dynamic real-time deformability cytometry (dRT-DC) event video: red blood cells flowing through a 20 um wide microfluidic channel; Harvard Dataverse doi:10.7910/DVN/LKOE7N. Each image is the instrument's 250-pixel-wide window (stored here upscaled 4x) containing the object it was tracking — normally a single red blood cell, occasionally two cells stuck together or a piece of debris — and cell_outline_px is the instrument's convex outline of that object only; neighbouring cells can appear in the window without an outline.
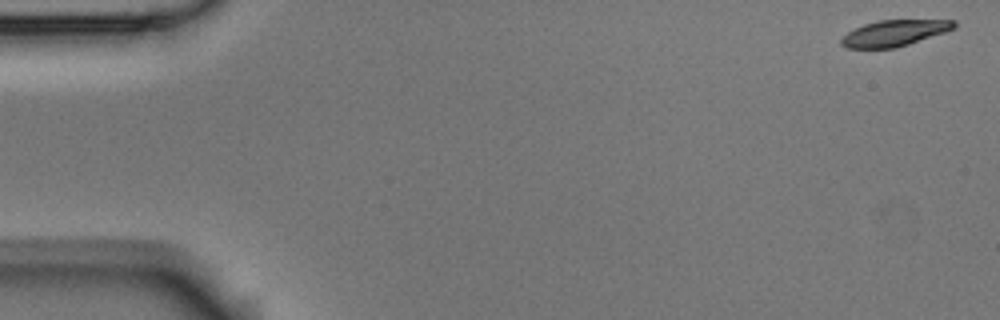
{"species": "Egyptian fruit bat (a non-hibernating species)", "species_latin": "Rousettus aegyptiacus", "temperature_condition": "room temperature", "stored_images_in_passage": 53, "camera_frame_rate_fps": 3000, "um_per_image_px": 0.085, "animal": {"sex": "male"}, "frame": {"image": 1, "passage_image": 1, "time_ms": 0.0, "image_size_px": [1000, 320], "cell_outline_px": [[956, 28], [896, 48], [848, 48], [840, 44], [840, 40], [848, 32], [864, 24], [880, 20], [956, 20]], "centroid_in_image_um": [76.02, 2.81], "position_along_channel_um": 9.0, "area_um2": 16.94}}
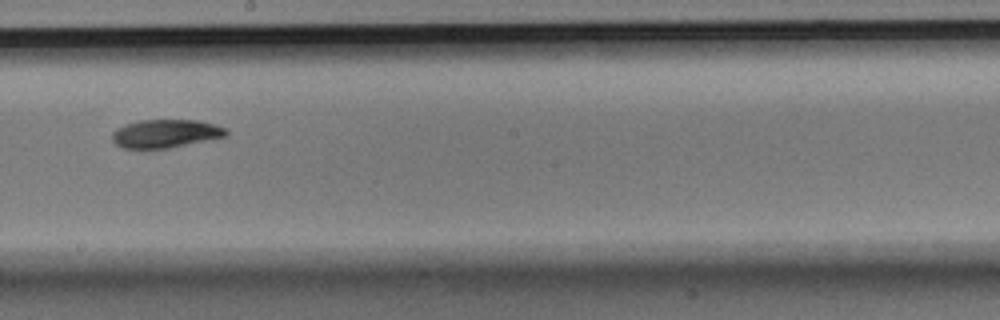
{"frame": {"image": 2, "passage_image": 30, "time_ms": 9.667, "image_size_px": [1000, 320], "cell_outline_px": [[228, 136], [168, 148], [120, 148], [112, 140], [112, 132], [116, 128], [124, 124], [140, 120], [196, 120], [216, 124], [228, 128]], "centroid_in_image_um": [14.08, 11.35], "position_along_channel_um": 234.1, "area_um2": 18.96}}
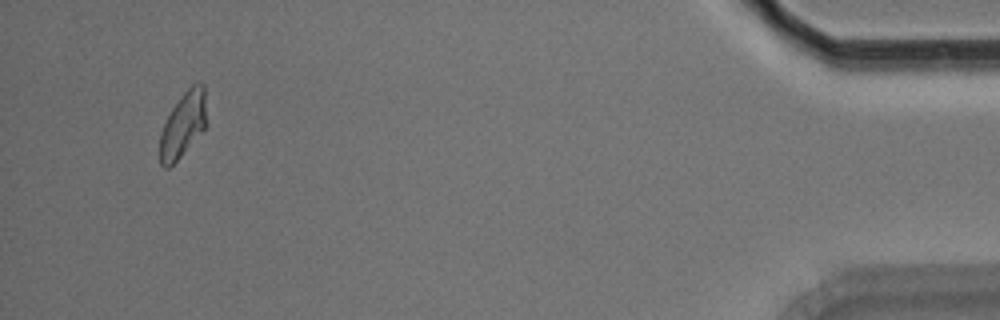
{"frame": {"image": 3, "passage_image": 51, "time_ms": 16.667, "image_size_px": [1000, 320], "cell_outline_px": [[208, 124], [180, 156], [168, 168], [164, 168], [160, 164], [160, 132], [172, 108], [180, 96], [192, 84], [204, 84]], "centroid_in_image_um": [15.58, 10.57], "position_along_channel_um": 419.6, "area_um2": 17.63}, "authors_computed_cell_mechanics": {"area_um2": 18.5538, "velocity_mm_per_s": 3.7227, "shape_relaxation_time_tau1_ms": 3.2194, "shape_relaxation_time_tau2_ms": null, "deformation_change_tau1": 0.1343, "deformation_change_tau2": null}}